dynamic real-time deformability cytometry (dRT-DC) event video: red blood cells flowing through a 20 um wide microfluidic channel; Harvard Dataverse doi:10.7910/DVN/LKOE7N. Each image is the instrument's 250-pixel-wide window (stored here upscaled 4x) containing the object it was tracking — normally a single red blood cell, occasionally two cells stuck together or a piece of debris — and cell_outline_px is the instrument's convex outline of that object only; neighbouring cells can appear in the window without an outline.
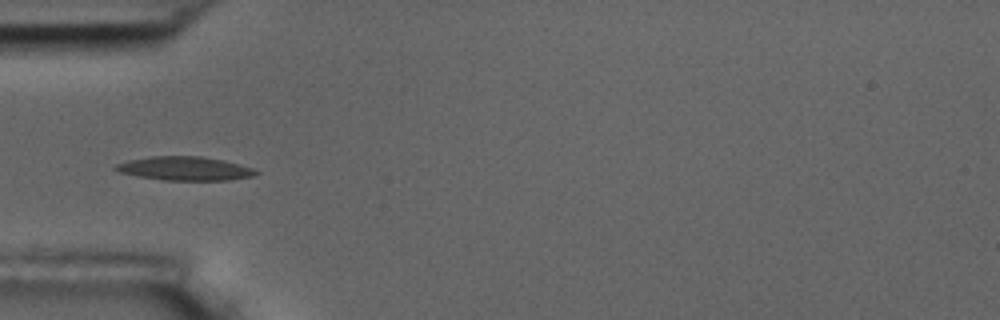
{"species": "common noctule bat (a hibernating species)", "species_latin": "Nyctalus noctula", "temperature_condition": "room temperature", "stored_images_in_passage": 7, "camera_frame_rate_fps": 3000, "um_per_image_px": 0.085, "animal": {"sex": "male", "body_mass_g": 17.5, "forearm_length_mm": 52.3}, "frame": {"image": 1, "passage_image": 6, "time_ms": 5.667, "image_size_px": [1000, 320], "cell_outline_px": [[260, 172], [252, 176], [228, 180], [160, 180], [120, 172], [112, 168], [116, 164], [128, 160], [152, 156], [200, 156], [224, 160], [252, 168]], "centroid_in_image_um": [15.69, 14.32], "position_along_channel_um": 69.3, "area_um2": 19.31}}